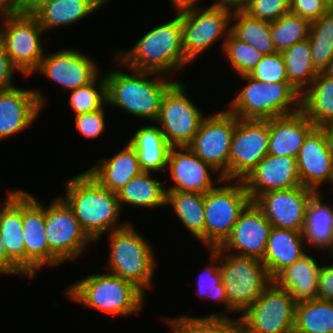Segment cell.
Returning <instances> with one entry per match:
<instances>
[{
  "label": "cell",
  "mask_w": 333,
  "mask_h": 333,
  "mask_svg": "<svg viewBox=\"0 0 333 333\" xmlns=\"http://www.w3.org/2000/svg\"><path fill=\"white\" fill-rule=\"evenodd\" d=\"M308 39L333 40V7L320 18L311 22Z\"/></svg>",
  "instance_id": "obj_48"
},
{
  "label": "cell",
  "mask_w": 333,
  "mask_h": 333,
  "mask_svg": "<svg viewBox=\"0 0 333 333\" xmlns=\"http://www.w3.org/2000/svg\"><path fill=\"white\" fill-rule=\"evenodd\" d=\"M304 242L300 231L272 228L262 261L272 279L307 253Z\"/></svg>",
  "instance_id": "obj_28"
},
{
  "label": "cell",
  "mask_w": 333,
  "mask_h": 333,
  "mask_svg": "<svg viewBox=\"0 0 333 333\" xmlns=\"http://www.w3.org/2000/svg\"><path fill=\"white\" fill-rule=\"evenodd\" d=\"M315 192L301 185L287 190L265 192L253 202L274 228L302 232L306 208Z\"/></svg>",
  "instance_id": "obj_17"
},
{
  "label": "cell",
  "mask_w": 333,
  "mask_h": 333,
  "mask_svg": "<svg viewBox=\"0 0 333 333\" xmlns=\"http://www.w3.org/2000/svg\"><path fill=\"white\" fill-rule=\"evenodd\" d=\"M97 76L91 83L71 90L70 106L75 116L102 109L107 104L105 77Z\"/></svg>",
  "instance_id": "obj_41"
},
{
  "label": "cell",
  "mask_w": 333,
  "mask_h": 333,
  "mask_svg": "<svg viewBox=\"0 0 333 333\" xmlns=\"http://www.w3.org/2000/svg\"><path fill=\"white\" fill-rule=\"evenodd\" d=\"M204 118L187 97L184 84L176 81L164 94L155 122L172 147H184L191 143Z\"/></svg>",
  "instance_id": "obj_13"
},
{
  "label": "cell",
  "mask_w": 333,
  "mask_h": 333,
  "mask_svg": "<svg viewBox=\"0 0 333 333\" xmlns=\"http://www.w3.org/2000/svg\"><path fill=\"white\" fill-rule=\"evenodd\" d=\"M177 16L146 32L132 50L116 53L121 66L164 75L188 65L182 48V20Z\"/></svg>",
  "instance_id": "obj_2"
},
{
  "label": "cell",
  "mask_w": 333,
  "mask_h": 333,
  "mask_svg": "<svg viewBox=\"0 0 333 333\" xmlns=\"http://www.w3.org/2000/svg\"><path fill=\"white\" fill-rule=\"evenodd\" d=\"M321 266L305 253L293 264L285 267L273 282L287 290L296 302L318 298V280Z\"/></svg>",
  "instance_id": "obj_26"
},
{
  "label": "cell",
  "mask_w": 333,
  "mask_h": 333,
  "mask_svg": "<svg viewBox=\"0 0 333 333\" xmlns=\"http://www.w3.org/2000/svg\"><path fill=\"white\" fill-rule=\"evenodd\" d=\"M321 194L315 192L308 202L302 234L306 243L323 251L333 245V205L322 203Z\"/></svg>",
  "instance_id": "obj_31"
},
{
  "label": "cell",
  "mask_w": 333,
  "mask_h": 333,
  "mask_svg": "<svg viewBox=\"0 0 333 333\" xmlns=\"http://www.w3.org/2000/svg\"><path fill=\"white\" fill-rule=\"evenodd\" d=\"M65 197L87 236L94 242L106 232L126 227L118 225L121 207L117 193L103 187L87 171L68 179Z\"/></svg>",
  "instance_id": "obj_1"
},
{
  "label": "cell",
  "mask_w": 333,
  "mask_h": 333,
  "mask_svg": "<svg viewBox=\"0 0 333 333\" xmlns=\"http://www.w3.org/2000/svg\"><path fill=\"white\" fill-rule=\"evenodd\" d=\"M24 274L8 257L0 238V274Z\"/></svg>",
  "instance_id": "obj_51"
},
{
  "label": "cell",
  "mask_w": 333,
  "mask_h": 333,
  "mask_svg": "<svg viewBox=\"0 0 333 333\" xmlns=\"http://www.w3.org/2000/svg\"><path fill=\"white\" fill-rule=\"evenodd\" d=\"M109 0H54L34 16L46 33L51 28L74 24L89 16Z\"/></svg>",
  "instance_id": "obj_30"
},
{
  "label": "cell",
  "mask_w": 333,
  "mask_h": 333,
  "mask_svg": "<svg viewBox=\"0 0 333 333\" xmlns=\"http://www.w3.org/2000/svg\"><path fill=\"white\" fill-rule=\"evenodd\" d=\"M286 67L288 82L300 94L309 87L318 71L314 67L309 39L295 43L281 52Z\"/></svg>",
  "instance_id": "obj_36"
},
{
  "label": "cell",
  "mask_w": 333,
  "mask_h": 333,
  "mask_svg": "<svg viewBox=\"0 0 333 333\" xmlns=\"http://www.w3.org/2000/svg\"><path fill=\"white\" fill-rule=\"evenodd\" d=\"M173 179V185L166 191H188L205 194L216 187L209 171H217L203 162L187 146L172 147L167 167Z\"/></svg>",
  "instance_id": "obj_23"
},
{
  "label": "cell",
  "mask_w": 333,
  "mask_h": 333,
  "mask_svg": "<svg viewBox=\"0 0 333 333\" xmlns=\"http://www.w3.org/2000/svg\"><path fill=\"white\" fill-rule=\"evenodd\" d=\"M210 263L205 267V275L201 273L199 277L197 295L199 297L215 299L216 301H221L225 304L226 312L212 314L210 316H225L228 317V302L226 297L225 286L221 282V275L219 272V266L216 264L218 262V249L214 248L210 251ZM216 263V264H215Z\"/></svg>",
  "instance_id": "obj_42"
},
{
  "label": "cell",
  "mask_w": 333,
  "mask_h": 333,
  "mask_svg": "<svg viewBox=\"0 0 333 333\" xmlns=\"http://www.w3.org/2000/svg\"><path fill=\"white\" fill-rule=\"evenodd\" d=\"M177 12L197 7L199 0H171Z\"/></svg>",
  "instance_id": "obj_54"
},
{
  "label": "cell",
  "mask_w": 333,
  "mask_h": 333,
  "mask_svg": "<svg viewBox=\"0 0 333 333\" xmlns=\"http://www.w3.org/2000/svg\"><path fill=\"white\" fill-rule=\"evenodd\" d=\"M240 78L247 84L227 109L237 118L268 120L301 110V94L289 82L265 83L249 75Z\"/></svg>",
  "instance_id": "obj_5"
},
{
  "label": "cell",
  "mask_w": 333,
  "mask_h": 333,
  "mask_svg": "<svg viewBox=\"0 0 333 333\" xmlns=\"http://www.w3.org/2000/svg\"><path fill=\"white\" fill-rule=\"evenodd\" d=\"M311 22L299 15L288 12L270 23V33L277 52L288 49L295 43L308 39Z\"/></svg>",
  "instance_id": "obj_38"
},
{
  "label": "cell",
  "mask_w": 333,
  "mask_h": 333,
  "mask_svg": "<svg viewBox=\"0 0 333 333\" xmlns=\"http://www.w3.org/2000/svg\"><path fill=\"white\" fill-rule=\"evenodd\" d=\"M330 251H331V254L333 256V245H332V248L330 249Z\"/></svg>",
  "instance_id": "obj_59"
},
{
  "label": "cell",
  "mask_w": 333,
  "mask_h": 333,
  "mask_svg": "<svg viewBox=\"0 0 333 333\" xmlns=\"http://www.w3.org/2000/svg\"><path fill=\"white\" fill-rule=\"evenodd\" d=\"M200 7L177 12L182 20V48L189 63L217 39H226L230 33L233 7L212 4L207 8Z\"/></svg>",
  "instance_id": "obj_11"
},
{
  "label": "cell",
  "mask_w": 333,
  "mask_h": 333,
  "mask_svg": "<svg viewBox=\"0 0 333 333\" xmlns=\"http://www.w3.org/2000/svg\"><path fill=\"white\" fill-rule=\"evenodd\" d=\"M230 32L238 39L253 46L263 55L276 53L270 33V22L250 17L241 8H234Z\"/></svg>",
  "instance_id": "obj_35"
},
{
  "label": "cell",
  "mask_w": 333,
  "mask_h": 333,
  "mask_svg": "<svg viewBox=\"0 0 333 333\" xmlns=\"http://www.w3.org/2000/svg\"><path fill=\"white\" fill-rule=\"evenodd\" d=\"M234 333H244L243 330L239 327Z\"/></svg>",
  "instance_id": "obj_58"
},
{
  "label": "cell",
  "mask_w": 333,
  "mask_h": 333,
  "mask_svg": "<svg viewBox=\"0 0 333 333\" xmlns=\"http://www.w3.org/2000/svg\"><path fill=\"white\" fill-rule=\"evenodd\" d=\"M322 72L325 75L333 78V57L330 59L327 67Z\"/></svg>",
  "instance_id": "obj_57"
},
{
  "label": "cell",
  "mask_w": 333,
  "mask_h": 333,
  "mask_svg": "<svg viewBox=\"0 0 333 333\" xmlns=\"http://www.w3.org/2000/svg\"><path fill=\"white\" fill-rule=\"evenodd\" d=\"M1 18L0 42L11 63L24 77H29L39 67L46 52L41 37L44 29L34 15L20 13Z\"/></svg>",
  "instance_id": "obj_9"
},
{
  "label": "cell",
  "mask_w": 333,
  "mask_h": 333,
  "mask_svg": "<svg viewBox=\"0 0 333 333\" xmlns=\"http://www.w3.org/2000/svg\"><path fill=\"white\" fill-rule=\"evenodd\" d=\"M318 299L333 302V264L321 266L318 280Z\"/></svg>",
  "instance_id": "obj_49"
},
{
  "label": "cell",
  "mask_w": 333,
  "mask_h": 333,
  "mask_svg": "<svg viewBox=\"0 0 333 333\" xmlns=\"http://www.w3.org/2000/svg\"><path fill=\"white\" fill-rule=\"evenodd\" d=\"M250 200L272 190H287L301 186L296 158L265 156L243 180Z\"/></svg>",
  "instance_id": "obj_22"
},
{
  "label": "cell",
  "mask_w": 333,
  "mask_h": 333,
  "mask_svg": "<svg viewBox=\"0 0 333 333\" xmlns=\"http://www.w3.org/2000/svg\"><path fill=\"white\" fill-rule=\"evenodd\" d=\"M229 181L204 194L205 246L210 250L226 240L240 213L251 202L243 181Z\"/></svg>",
  "instance_id": "obj_8"
},
{
  "label": "cell",
  "mask_w": 333,
  "mask_h": 333,
  "mask_svg": "<svg viewBox=\"0 0 333 333\" xmlns=\"http://www.w3.org/2000/svg\"><path fill=\"white\" fill-rule=\"evenodd\" d=\"M16 70L18 72V69L11 63L0 42V91L15 87L13 84V74Z\"/></svg>",
  "instance_id": "obj_50"
},
{
  "label": "cell",
  "mask_w": 333,
  "mask_h": 333,
  "mask_svg": "<svg viewBox=\"0 0 333 333\" xmlns=\"http://www.w3.org/2000/svg\"><path fill=\"white\" fill-rule=\"evenodd\" d=\"M241 9L254 19L271 23L290 12V0H245Z\"/></svg>",
  "instance_id": "obj_43"
},
{
  "label": "cell",
  "mask_w": 333,
  "mask_h": 333,
  "mask_svg": "<svg viewBox=\"0 0 333 333\" xmlns=\"http://www.w3.org/2000/svg\"><path fill=\"white\" fill-rule=\"evenodd\" d=\"M296 333H333V302L321 299L296 304Z\"/></svg>",
  "instance_id": "obj_37"
},
{
  "label": "cell",
  "mask_w": 333,
  "mask_h": 333,
  "mask_svg": "<svg viewBox=\"0 0 333 333\" xmlns=\"http://www.w3.org/2000/svg\"><path fill=\"white\" fill-rule=\"evenodd\" d=\"M332 7L328 0H290V12L310 22L320 18Z\"/></svg>",
  "instance_id": "obj_46"
},
{
  "label": "cell",
  "mask_w": 333,
  "mask_h": 333,
  "mask_svg": "<svg viewBox=\"0 0 333 333\" xmlns=\"http://www.w3.org/2000/svg\"><path fill=\"white\" fill-rule=\"evenodd\" d=\"M268 150V120L237 118L229 154V180L243 181Z\"/></svg>",
  "instance_id": "obj_14"
},
{
  "label": "cell",
  "mask_w": 333,
  "mask_h": 333,
  "mask_svg": "<svg viewBox=\"0 0 333 333\" xmlns=\"http://www.w3.org/2000/svg\"><path fill=\"white\" fill-rule=\"evenodd\" d=\"M321 128L326 134L329 147L333 150V120L325 123Z\"/></svg>",
  "instance_id": "obj_55"
},
{
  "label": "cell",
  "mask_w": 333,
  "mask_h": 333,
  "mask_svg": "<svg viewBox=\"0 0 333 333\" xmlns=\"http://www.w3.org/2000/svg\"><path fill=\"white\" fill-rule=\"evenodd\" d=\"M226 253L218 250L219 272L225 286L228 313H243L273 279L262 261L234 251Z\"/></svg>",
  "instance_id": "obj_7"
},
{
  "label": "cell",
  "mask_w": 333,
  "mask_h": 333,
  "mask_svg": "<svg viewBox=\"0 0 333 333\" xmlns=\"http://www.w3.org/2000/svg\"><path fill=\"white\" fill-rule=\"evenodd\" d=\"M0 207V238L7 257L25 275V246L22 231V190H12Z\"/></svg>",
  "instance_id": "obj_25"
},
{
  "label": "cell",
  "mask_w": 333,
  "mask_h": 333,
  "mask_svg": "<svg viewBox=\"0 0 333 333\" xmlns=\"http://www.w3.org/2000/svg\"><path fill=\"white\" fill-rule=\"evenodd\" d=\"M173 333H234L239 327V319L225 316L189 317L180 316L165 320Z\"/></svg>",
  "instance_id": "obj_39"
},
{
  "label": "cell",
  "mask_w": 333,
  "mask_h": 333,
  "mask_svg": "<svg viewBox=\"0 0 333 333\" xmlns=\"http://www.w3.org/2000/svg\"><path fill=\"white\" fill-rule=\"evenodd\" d=\"M103 109L79 114L74 117L77 131L86 139L98 138L105 131V110Z\"/></svg>",
  "instance_id": "obj_45"
},
{
  "label": "cell",
  "mask_w": 333,
  "mask_h": 333,
  "mask_svg": "<svg viewBox=\"0 0 333 333\" xmlns=\"http://www.w3.org/2000/svg\"><path fill=\"white\" fill-rule=\"evenodd\" d=\"M45 235L49 249L62 261H74L93 242L82 229L73 210L62 199L45 207Z\"/></svg>",
  "instance_id": "obj_15"
},
{
  "label": "cell",
  "mask_w": 333,
  "mask_h": 333,
  "mask_svg": "<svg viewBox=\"0 0 333 333\" xmlns=\"http://www.w3.org/2000/svg\"><path fill=\"white\" fill-rule=\"evenodd\" d=\"M166 205H172L175 214L191 235L205 243L204 194L188 191H166Z\"/></svg>",
  "instance_id": "obj_33"
},
{
  "label": "cell",
  "mask_w": 333,
  "mask_h": 333,
  "mask_svg": "<svg viewBox=\"0 0 333 333\" xmlns=\"http://www.w3.org/2000/svg\"><path fill=\"white\" fill-rule=\"evenodd\" d=\"M222 51L238 76L249 75L263 58L258 50L244 41L236 38L231 32L222 43Z\"/></svg>",
  "instance_id": "obj_40"
},
{
  "label": "cell",
  "mask_w": 333,
  "mask_h": 333,
  "mask_svg": "<svg viewBox=\"0 0 333 333\" xmlns=\"http://www.w3.org/2000/svg\"><path fill=\"white\" fill-rule=\"evenodd\" d=\"M45 97L36 89L0 91V139L26 130L45 105Z\"/></svg>",
  "instance_id": "obj_21"
},
{
  "label": "cell",
  "mask_w": 333,
  "mask_h": 333,
  "mask_svg": "<svg viewBox=\"0 0 333 333\" xmlns=\"http://www.w3.org/2000/svg\"><path fill=\"white\" fill-rule=\"evenodd\" d=\"M67 289L72 301L114 316L137 314L144 307L145 294L132 282L111 273L91 274Z\"/></svg>",
  "instance_id": "obj_4"
},
{
  "label": "cell",
  "mask_w": 333,
  "mask_h": 333,
  "mask_svg": "<svg viewBox=\"0 0 333 333\" xmlns=\"http://www.w3.org/2000/svg\"><path fill=\"white\" fill-rule=\"evenodd\" d=\"M314 127L301 110L268 119V154L296 158L305 137Z\"/></svg>",
  "instance_id": "obj_24"
},
{
  "label": "cell",
  "mask_w": 333,
  "mask_h": 333,
  "mask_svg": "<svg viewBox=\"0 0 333 333\" xmlns=\"http://www.w3.org/2000/svg\"><path fill=\"white\" fill-rule=\"evenodd\" d=\"M86 171L103 187L115 193L142 172L136 150L129 143L113 158L102 159Z\"/></svg>",
  "instance_id": "obj_27"
},
{
  "label": "cell",
  "mask_w": 333,
  "mask_h": 333,
  "mask_svg": "<svg viewBox=\"0 0 333 333\" xmlns=\"http://www.w3.org/2000/svg\"><path fill=\"white\" fill-rule=\"evenodd\" d=\"M91 57L72 49L44 55L35 70L50 81L63 87L64 91L75 90L91 83L98 75V65Z\"/></svg>",
  "instance_id": "obj_18"
},
{
  "label": "cell",
  "mask_w": 333,
  "mask_h": 333,
  "mask_svg": "<svg viewBox=\"0 0 333 333\" xmlns=\"http://www.w3.org/2000/svg\"><path fill=\"white\" fill-rule=\"evenodd\" d=\"M314 67L322 72L333 57V40L309 39Z\"/></svg>",
  "instance_id": "obj_47"
},
{
  "label": "cell",
  "mask_w": 333,
  "mask_h": 333,
  "mask_svg": "<svg viewBox=\"0 0 333 333\" xmlns=\"http://www.w3.org/2000/svg\"><path fill=\"white\" fill-rule=\"evenodd\" d=\"M108 234L110 241L108 273L132 282L146 295L145 289L152 287V278L157 265L150 243L137 233L131 223Z\"/></svg>",
  "instance_id": "obj_6"
},
{
  "label": "cell",
  "mask_w": 333,
  "mask_h": 333,
  "mask_svg": "<svg viewBox=\"0 0 333 333\" xmlns=\"http://www.w3.org/2000/svg\"><path fill=\"white\" fill-rule=\"evenodd\" d=\"M128 143L136 150L142 172L165 170L172 146L166 141L159 126L139 128Z\"/></svg>",
  "instance_id": "obj_29"
},
{
  "label": "cell",
  "mask_w": 333,
  "mask_h": 333,
  "mask_svg": "<svg viewBox=\"0 0 333 333\" xmlns=\"http://www.w3.org/2000/svg\"><path fill=\"white\" fill-rule=\"evenodd\" d=\"M301 111L316 127L333 120V78L319 72L301 94Z\"/></svg>",
  "instance_id": "obj_32"
},
{
  "label": "cell",
  "mask_w": 333,
  "mask_h": 333,
  "mask_svg": "<svg viewBox=\"0 0 333 333\" xmlns=\"http://www.w3.org/2000/svg\"><path fill=\"white\" fill-rule=\"evenodd\" d=\"M301 185L316 192L323 182L333 179V150L321 127H314L305 137L296 157Z\"/></svg>",
  "instance_id": "obj_20"
},
{
  "label": "cell",
  "mask_w": 333,
  "mask_h": 333,
  "mask_svg": "<svg viewBox=\"0 0 333 333\" xmlns=\"http://www.w3.org/2000/svg\"><path fill=\"white\" fill-rule=\"evenodd\" d=\"M249 76L265 83L288 82L284 60L279 52L264 55Z\"/></svg>",
  "instance_id": "obj_44"
},
{
  "label": "cell",
  "mask_w": 333,
  "mask_h": 333,
  "mask_svg": "<svg viewBox=\"0 0 333 333\" xmlns=\"http://www.w3.org/2000/svg\"><path fill=\"white\" fill-rule=\"evenodd\" d=\"M296 304L273 281L238 318L244 333H293Z\"/></svg>",
  "instance_id": "obj_10"
},
{
  "label": "cell",
  "mask_w": 333,
  "mask_h": 333,
  "mask_svg": "<svg viewBox=\"0 0 333 333\" xmlns=\"http://www.w3.org/2000/svg\"><path fill=\"white\" fill-rule=\"evenodd\" d=\"M237 117L223 110L205 117L187 146L203 162L212 166L218 173L216 182L229 180V154Z\"/></svg>",
  "instance_id": "obj_12"
},
{
  "label": "cell",
  "mask_w": 333,
  "mask_h": 333,
  "mask_svg": "<svg viewBox=\"0 0 333 333\" xmlns=\"http://www.w3.org/2000/svg\"><path fill=\"white\" fill-rule=\"evenodd\" d=\"M22 231L25 246V276L33 278L44 265L62 261L49 249L45 235V206L22 190Z\"/></svg>",
  "instance_id": "obj_16"
},
{
  "label": "cell",
  "mask_w": 333,
  "mask_h": 333,
  "mask_svg": "<svg viewBox=\"0 0 333 333\" xmlns=\"http://www.w3.org/2000/svg\"><path fill=\"white\" fill-rule=\"evenodd\" d=\"M54 0H21V13L34 15L45 4Z\"/></svg>",
  "instance_id": "obj_52"
},
{
  "label": "cell",
  "mask_w": 333,
  "mask_h": 333,
  "mask_svg": "<svg viewBox=\"0 0 333 333\" xmlns=\"http://www.w3.org/2000/svg\"><path fill=\"white\" fill-rule=\"evenodd\" d=\"M273 226L262 211L250 202L240 213L230 235L217 249L233 251L263 261Z\"/></svg>",
  "instance_id": "obj_19"
},
{
  "label": "cell",
  "mask_w": 333,
  "mask_h": 333,
  "mask_svg": "<svg viewBox=\"0 0 333 333\" xmlns=\"http://www.w3.org/2000/svg\"><path fill=\"white\" fill-rule=\"evenodd\" d=\"M244 2L245 0H215V2L212 3V5H224L233 8H241Z\"/></svg>",
  "instance_id": "obj_56"
},
{
  "label": "cell",
  "mask_w": 333,
  "mask_h": 333,
  "mask_svg": "<svg viewBox=\"0 0 333 333\" xmlns=\"http://www.w3.org/2000/svg\"><path fill=\"white\" fill-rule=\"evenodd\" d=\"M117 197L121 209L124 204L142 208L166 206V188L149 172L133 177L117 192Z\"/></svg>",
  "instance_id": "obj_34"
},
{
  "label": "cell",
  "mask_w": 333,
  "mask_h": 333,
  "mask_svg": "<svg viewBox=\"0 0 333 333\" xmlns=\"http://www.w3.org/2000/svg\"><path fill=\"white\" fill-rule=\"evenodd\" d=\"M130 70L132 75L120 70L104 74L107 103L141 119L156 121L163 96L175 82L161 74ZM153 75L157 77L149 79Z\"/></svg>",
  "instance_id": "obj_3"
},
{
  "label": "cell",
  "mask_w": 333,
  "mask_h": 333,
  "mask_svg": "<svg viewBox=\"0 0 333 333\" xmlns=\"http://www.w3.org/2000/svg\"><path fill=\"white\" fill-rule=\"evenodd\" d=\"M21 13V0H0V17Z\"/></svg>",
  "instance_id": "obj_53"
}]
</instances>
